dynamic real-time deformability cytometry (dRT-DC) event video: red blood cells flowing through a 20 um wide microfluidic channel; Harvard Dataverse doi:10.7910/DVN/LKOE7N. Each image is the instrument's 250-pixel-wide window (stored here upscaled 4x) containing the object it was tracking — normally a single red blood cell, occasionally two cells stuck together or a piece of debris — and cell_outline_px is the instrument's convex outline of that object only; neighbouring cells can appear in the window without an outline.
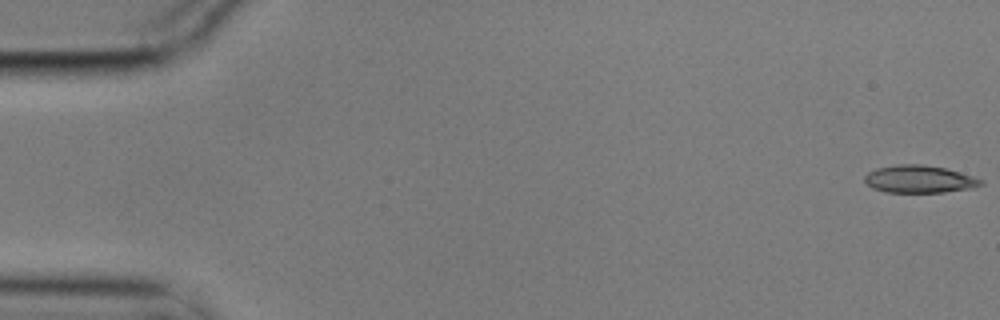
{"species": "common noctule bat (a hibernating species)", "species_latin": "Nyctalus noctula", "temperature_condition": "cold", "stored_images_in_passage": 6, "camera_frame_rate_fps": 3000, "um_per_image_px": 0.085, "animal": {"sex": "male", "body_mass_g": 17.9}, "frame": {"image": 1, "passage_image": 1, "time_ms": 0.0, "image_size_px": [1000, 320], "cell_outline_px": [[984, 184], [972, 188], [944, 192], [884, 192], [872, 188], [864, 180], [864, 176], [868, 172], [876, 168], [896, 164], [920, 164], [944, 168], [960, 172], [984, 180]], "centroid_in_image_um": [78.13, 15.22], "position_along_channel_um": 6.9, "area_um2": 18.67}}